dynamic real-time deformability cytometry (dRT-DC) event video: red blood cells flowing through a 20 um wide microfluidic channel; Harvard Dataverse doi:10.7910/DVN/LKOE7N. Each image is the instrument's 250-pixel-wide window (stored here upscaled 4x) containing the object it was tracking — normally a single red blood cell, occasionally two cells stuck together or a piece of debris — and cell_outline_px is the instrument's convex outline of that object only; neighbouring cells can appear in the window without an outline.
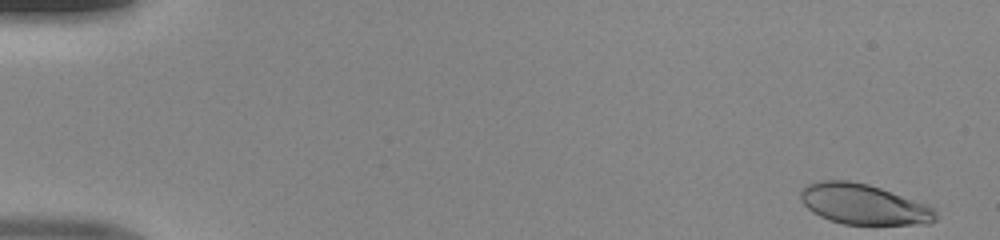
{"species": "human", "species_latin": "Homo sapiens", "temperature_condition": "room temperature", "stored_images_in_passage": 48, "camera_frame_rate_fps": 3000, "um_per_image_px": 0.085, "donor": {"sex": "male"}, "frame": {"image": 1, "passage_image": 1, "time_ms": 0.0, "image_size_px": [1000, 240], "cell_outline_px": [[936, 220], [928, 224], [844, 224], [828, 220], [812, 212], [800, 200], [800, 192], [808, 184], [824, 180], [848, 180], [868, 184], [928, 204], [936, 212]], "centroid_in_image_um": [73.4, 17.36], "position_along_channel_um": 11.6, "area_um2": 31.73}}
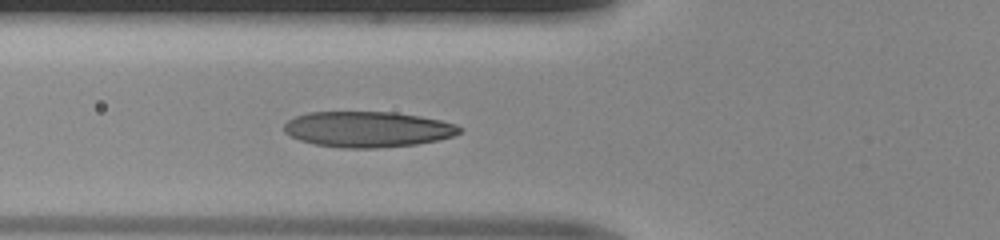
{"frame": {"image": 2, "passage_image": 18, "time_ms": 5.667, "image_size_px": [1000, 240], "cell_outline_px": [[464, 128], [460, 132], [452, 136], [436, 140], [416, 144], [376, 148], [344, 148], [316, 144], [300, 140], [284, 132], [284, 124], [288, 120], [296, 116], [308, 112], [396, 112], [420, 116], [440, 120], [456, 124]], "centroid_in_image_um": [31.26, 10.98], "position_along_channel_um": 94.5, "area_um2": 36.41}}
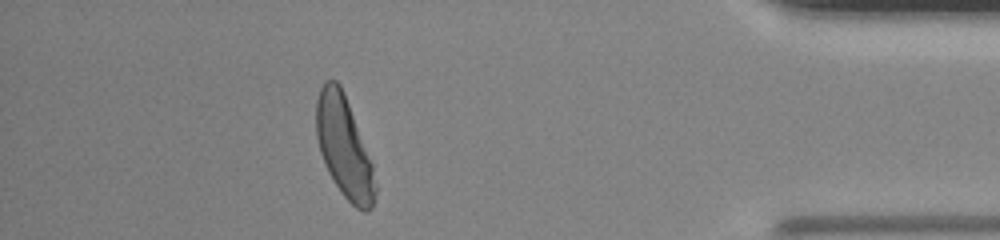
{"frame": {"image": 3, "passage_image": 43, "time_ms": 14.0, "image_size_px": [1000, 240], "cell_outline_px": [[376, 192], [372, 208], [368, 212], [364, 212], [356, 208], [340, 192], [328, 172], [324, 164], [320, 152], [316, 136], [316, 100], [320, 88], [324, 80], [336, 80], [340, 84], [344, 92], [372, 164], [376, 184]], "centroid_in_image_um": [29.23, 12.51], "position_along_channel_um": 406.0, "area_um2": 34.68}}